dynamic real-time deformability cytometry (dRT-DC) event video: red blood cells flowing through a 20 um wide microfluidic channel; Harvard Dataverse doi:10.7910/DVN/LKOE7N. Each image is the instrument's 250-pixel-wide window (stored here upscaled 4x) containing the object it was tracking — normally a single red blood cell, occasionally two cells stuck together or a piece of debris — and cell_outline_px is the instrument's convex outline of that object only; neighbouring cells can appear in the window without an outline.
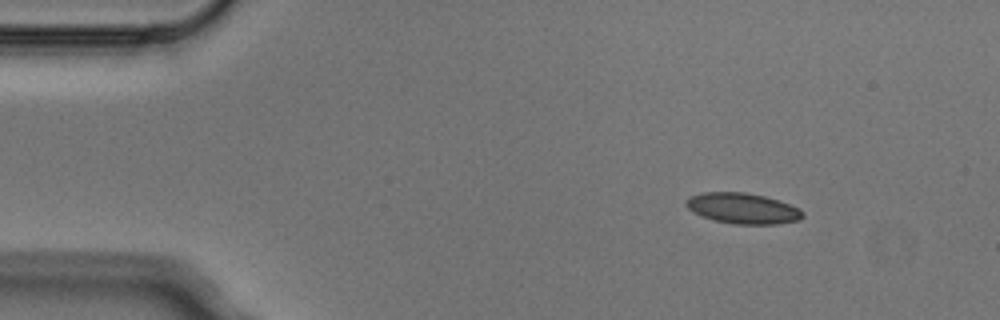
{"species": "Egyptian fruit bat (a non-hibernating species)", "species_latin": "Rousettus aegyptiacus", "temperature_condition": "cold", "stored_images_in_passage": 2, "camera_frame_rate_fps": 3000, "um_per_image_px": 0.085, "animal": {"sex": "male"}, "frame": {"image": 1, "passage_image": 1, "time_ms": 0.0, "image_size_px": [1000, 320], "cell_outline_px": [[804, 216], [800, 220], [776, 224], [736, 224], [716, 220], [692, 212], [684, 204], [684, 200], [688, 196], [704, 192], [744, 192], [764, 196], [788, 204], [804, 212]], "centroid_in_image_um": [63.09, 17.7], "position_along_channel_um": 21.9, "area_um2": 20.69}}